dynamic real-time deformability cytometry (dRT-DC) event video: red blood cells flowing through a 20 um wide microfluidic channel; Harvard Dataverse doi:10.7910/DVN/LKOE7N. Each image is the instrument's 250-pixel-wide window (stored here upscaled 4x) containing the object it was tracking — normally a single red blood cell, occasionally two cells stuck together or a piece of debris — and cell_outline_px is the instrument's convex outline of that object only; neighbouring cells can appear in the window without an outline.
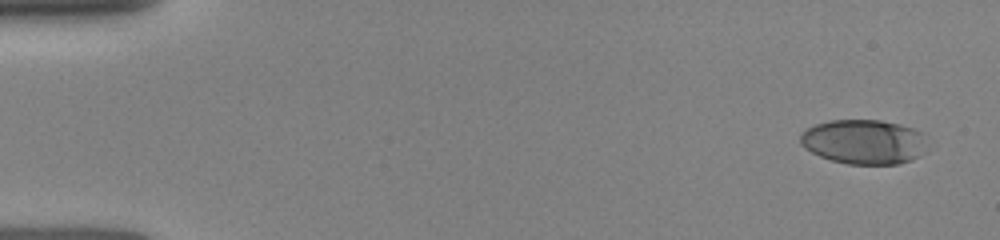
{"species": "human", "species_latin": "Homo sapiens", "temperature_condition": "room temperature", "stored_images_in_passage": 26, "camera_frame_rate_fps": 3000, "um_per_image_px": 0.085, "donor": {"sex": "female"}, "frame": {"image": 1, "passage_image": 1, "time_ms": 0.0, "image_size_px": [1000, 240], "cell_outline_px": [[924, 132], [920, 156], [912, 160], [900, 164], [848, 164], [832, 160], [820, 156], [804, 148], [800, 144], [800, 136], [808, 128], [816, 124], [832, 120], [880, 120], [912, 128]], "centroid_in_image_um": [73.39, 12.06], "position_along_channel_um": 11.6, "area_um2": 32.6}}
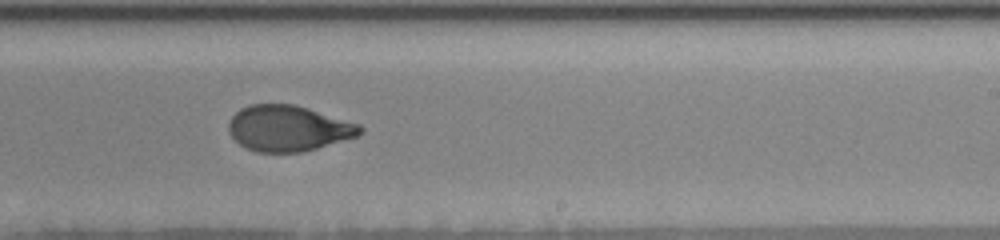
{"frame": {"image": 2, "passage_image": 14, "time_ms": 9.333, "image_size_px": [1000, 240], "cell_outline_px": [[364, 132], [356, 136], [316, 148], [300, 152], [256, 152], [240, 144], [228, 132], [228, 124], [232, 116], [240, 108], [248, 104], [292, 104], [308, 108], [360, 124], [364, 128]], "centroid_in_image_um": [24.49, 10.89], "position_along_channel_um": 264.5, "area_um2": 34.91}}
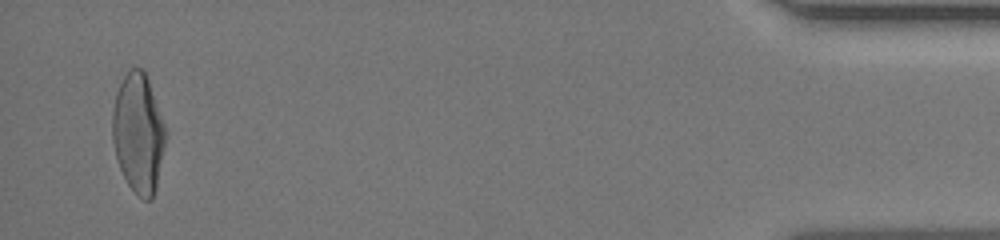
{"frame": {"image": 3, "passage_image": 26, "time_ms": 15.0, "image_size_px": [1000, 240], "cell_outline_px": [[168, 136], [156, 188], [152, 200], [144, 200], [128, 184], [120, 168], [116, 156], [112, 140], [112, 112], [116, 92], [128, 68], [140, 68], [144, 72], [148, 80], [168, 132]], "centroid_in_image_um": [11.78, 11.32], "position_along_channel_um": 423.4, "area_um2": 37.22}}